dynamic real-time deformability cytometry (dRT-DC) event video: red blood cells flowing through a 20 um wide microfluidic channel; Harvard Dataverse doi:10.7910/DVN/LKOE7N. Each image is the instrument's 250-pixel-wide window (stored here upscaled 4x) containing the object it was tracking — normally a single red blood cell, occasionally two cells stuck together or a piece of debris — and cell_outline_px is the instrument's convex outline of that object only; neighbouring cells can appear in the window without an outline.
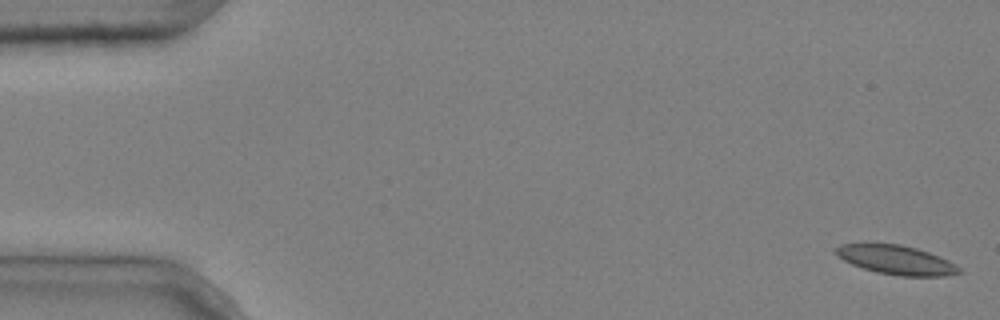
{"species": "common noctule bat (a hibernating species)", "species_latin": "Nyctalus noctula", "temperature_condition": "cold", "stored_images_in_passage": 5, "camera_frame_rate_fps": 3000, "um_per_image_px": 0.085, "animal": {"sex": "male", "body_mass_g": 20.4}, "frame": {"image": 1, "passage_image": 1, "time_ms": 0.0, "image_size_px": [1000, 320], "cell_outline_px": [[964, 272], [948, 276], [900, 276], [876, 272], [852, 264], [844, 260], [832, 252], [832, 248], [840, 244], [900, 244], [916, 248], [928, 252], [948, 260], [960, 268]], "centroid_in_image_um": [76.17, 22.1], "position_along_channel_um": 8.8, "area_um2": 20.92}}